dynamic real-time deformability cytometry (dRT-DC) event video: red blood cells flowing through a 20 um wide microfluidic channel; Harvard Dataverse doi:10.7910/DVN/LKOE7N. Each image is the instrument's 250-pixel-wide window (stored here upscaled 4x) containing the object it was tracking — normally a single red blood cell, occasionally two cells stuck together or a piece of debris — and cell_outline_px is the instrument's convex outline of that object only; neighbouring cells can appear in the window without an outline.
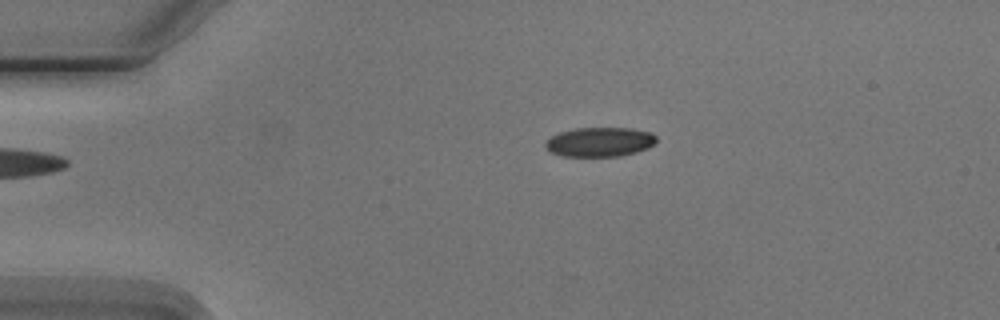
{"species": "Egyptian fruit bat (a non-hibernating species)", "species_latin": "Rousettus aegyptiacus", "temperature_condition": "cold", "stored_images_in_passage": 5, "camera_frame_rate_fps": 3000, "um_per_image_px": 0.085, "animal": {"sex": "male"}, "frame": {"image": 1, "passage_image": 3, "time_ms": 2.333, "image_size_px": [1000, 320], "cell_outline_px": [[656, 140], [648, 148], [636, 152], [620, 156], [560, 156], [548, 152], [544, 148], [544, 144], [552, 136], [560, 132], [576, 128], [632, 128], [648, 132], [656, 136]], "centroid_in_image_um": [50.93, 12.07], "position_along_channel_um": 34.1, "area_um2": 19.02}}
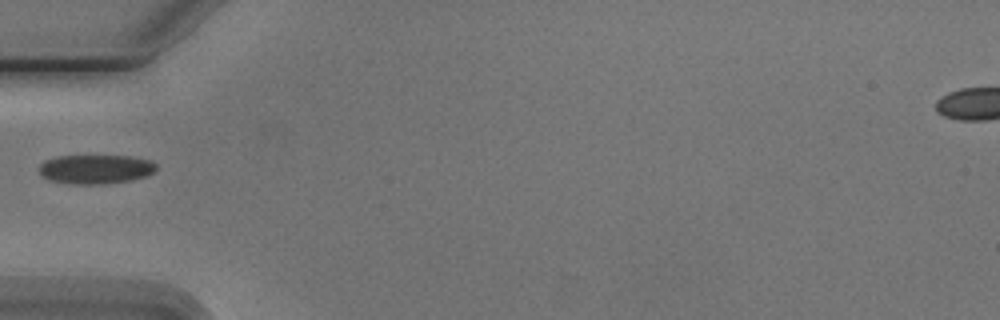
{"frame": {"image": 2, "passage_image": 5, "time_ms": 4.667, "image_size_px": [1000, 320], "cell_outline_px": [[156, 168], [152, 172], [144, 176], [132, 180], [104, 184], [68, 184], [48, 180], [40, 172], [40, 164], [44, 160], [56, 156], [132, 156], [152, 160], [156, 164]], "centroid_in_image_um": [8.12, 14.38], "position_along_channel_um": 76.9, "area_um2": 20.0}}